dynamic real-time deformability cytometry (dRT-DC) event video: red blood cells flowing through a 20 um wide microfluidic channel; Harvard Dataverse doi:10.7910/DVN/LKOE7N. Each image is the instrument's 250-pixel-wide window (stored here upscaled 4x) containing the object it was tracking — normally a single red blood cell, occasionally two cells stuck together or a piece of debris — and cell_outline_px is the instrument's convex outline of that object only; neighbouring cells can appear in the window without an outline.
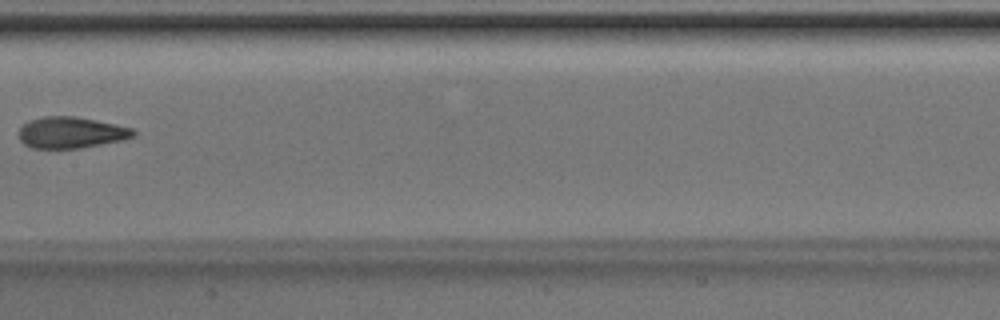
{"species": "Egyptian fruit bat (a non-hibernating species)", "species_latin": "Rousettus aegyptiacus", "temperature_condition": "room temperature", "stored_images_in_passage": 4, "camera_frame_rate_fps": 3000, "um_per_image_px": 0.085, "animal": {"sex": "male"}, "frame": {"image": 1, "passage_image": 4, "time_ms": 1.0, "image_size_px": [1000, 320], "cell_outline_px": [[136, 136], [120, 140], [80, 148], [32, 148], [24, 144], [20, 140], [20, 128], [28, 120], [44, 116], [76, 116], [116, 124], [132, 128], [136, 132]], "centroid_in_image_um": [6.04, 11.25], "position_along_channel_um": 201.4, "area_um2": 20.81}}